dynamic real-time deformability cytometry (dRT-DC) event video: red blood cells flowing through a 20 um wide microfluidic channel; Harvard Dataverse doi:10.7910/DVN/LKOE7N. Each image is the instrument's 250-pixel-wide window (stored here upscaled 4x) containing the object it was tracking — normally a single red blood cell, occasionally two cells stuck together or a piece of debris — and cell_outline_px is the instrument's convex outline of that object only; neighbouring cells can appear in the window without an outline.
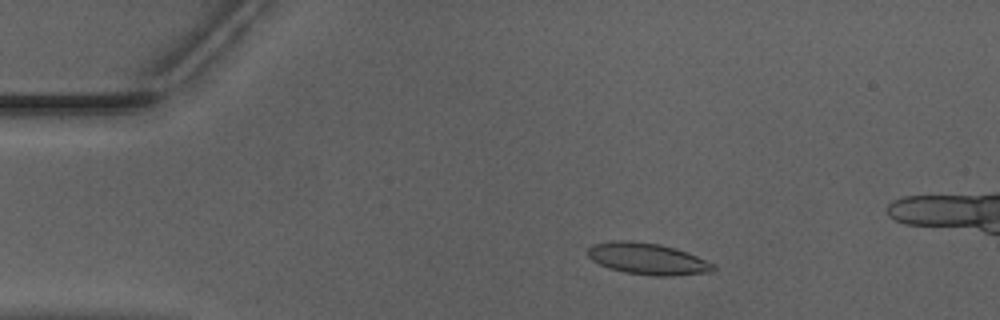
{"species": "Egyptian fruit bat (a non-hibernating species)", "species_latin": "Rousettus aegyptiacus", "temperature_condition": "warm", "stored_images_in_passage": 40, "camera_frame_rate_fps": 3000, "um_per_image_px": 0.085, "animal": {"sex": "male"}, "frame": {"image": 1, "passage_image": 1, "time_ms": 0.0, "image_size_px": [1000, 320], "cell_outline_px": [[716, 268], [712, 272], [668, 276], [656, 276], [624, 272], [608, 268], [592, 260], [588, 256], [588, 248], [592, 244], [612, 240], [632, 240], [660, 244], [676, 248], [688, 252], [716, 264]], "centroid_in_image_um": [55.06, 21.98], "position_along_channel_um": 29.9, "area_um2": 23.35}}
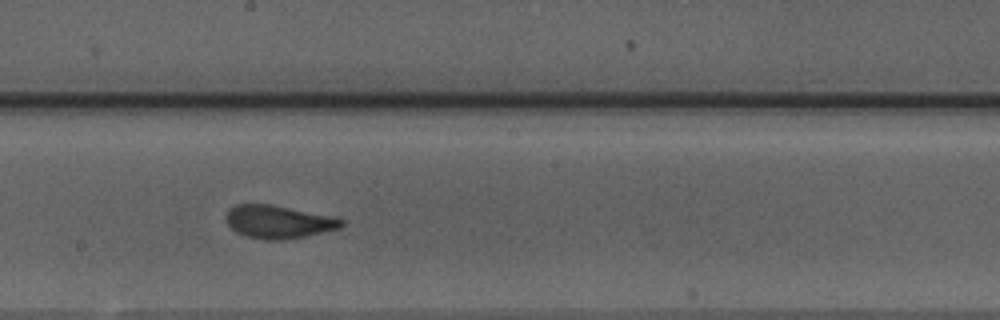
{"frame": {"image": 2, "passage_image": 20, "time_ms": 6.333, "image_size_px": [1000, 320], "cell_outline_px": [[344, 224], [340, 228], [304, 236], [284, 240], [264, 240], [244, 236], [236, 232], [228, 224], [228, 212], [236, 204], [268, 204], [332, 216], [344, 220]], "centroid_in_image_um": [23.68, 18.87], "position_along_channel_um": 224.5, "area_um2": 21.85}}
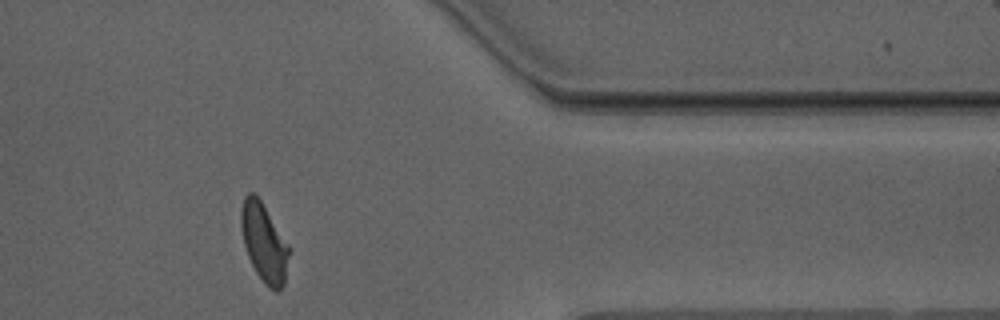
{"frame": {"image": 3, "passage_image": 34, "time_ms": 11.0, "image_size_px": [1000, 320], "cell_outline_px": [[288, 256], [284, 284], [276, 292], [268, 288], [256, 272], [248, 256], [244, 244], [240, 224], [240, 208], [244, 196], [248, 192], [252, 192], [260, 200], [288, 244]], "centroid_in_image_um": [22.4, 20.61], "position_along_channel_um": 389.0, "area_um2": 21.5}}